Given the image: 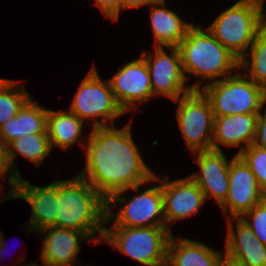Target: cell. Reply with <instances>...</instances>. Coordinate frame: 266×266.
Returning <instances> with one entry per match:
<instances>
[{"label":"cell","instance_id":"obj_1","mask_svg":"<svg viewBox=\"0 0 266 266\" xmlns=\"http://www.w3.org/2000/svg\"><path fill=\"white\" fill-rule=\"evenodd\" d=\"M130 131L131 122L123 129L94 127L87 145L80 142L86 166L79 176L106 199V206L127 202L122 194L129 189L137 192L147 182L161 181L144 162Z\"/></svg>","mask_w":266,"mask_h":266},{"label":"cell","instance_id":"obj_2","mask_svg":"<svg viewBox=\"0 0 266 266\" xmlns=\"http://www.w3.org/2000/svg\"><path fill=\"white\" fill-rule=\"evenodd\" d=\"M106 221V199L79 175L57 181V214L54 227L86 233L88 241L100 242ZM102 227V228H101ZM96 233L101 237L92 238Z\"/></svg>","mask_w":266,"mask_h":266},{"label":"cell","instance_id":"obj_3","mask_svg":"<svg viewBox=\"0 0 266 266\" xmlns=\"http://www.w3.org/2000/svg\"><path fill=\"white\" fill-rule=\"evenodd\" d=\"M198 26L192 25L178 45L185 79L188 74H193L213 83L239 69V59L208 29Z\"/></svg>","mask_w":266,"mask_h":266},{"label":"cell","instance_id":"obj_4","mask_svg":"<svg viewBox=\"0 0 266 266\" xmlns=\"http://www.w3.org/2000/svg\"><path fill=\"white\" fill-rule=\"evenodd\" d=\"M264 0H240L223 11L207 29L239 60L266 26Z\"/></svg>","mask_w":266,"mask_h":266},{"label":"cell","instance_id":"obj_5","mask_svg":"<svg viewBox=\"0 0 266 266\" xmlns=\"http://www.w3.org/2000/svg\"><path fill=\"white\" fill-rule=\"evenodd\" d=\"M171 236L166 227L104 226L102 238L145 266H166Z\"/></svg>","mask_w":266,"mask_h":266},{"label":"cell","instance_id":"obj_6","mask_svg":"<svg viewBox=\"0 0 266 266\" xmlns=\"http://www.w3.org/2000/svg\"><path fill=\"white\" fill-rule=\"evenodd\" d=\"M201 89L210 101L214 116L259 113L266 104V90L247 74L237 72Z\"/></svg>","mask_w":266,"mask_h":266},{"label":"cell","instance_id":"obj_7","mask_svg":"<svg viewBox=\"0 0 266 266\" xmlns=\"http://www.w3.org/2000/svg\"><path fill=\"white\" fill-rule=\"evenodd\" d=\"M69 109L83 121L94 119L93 128L110 126L109 120L114 125V119L125 113L117 103L109 81L103 82L95 67L81 82ZM98 117L103 118L101 122L96 120Z\"/></svg>","mask_w":266,"mask_h":266},{"label":"cell","instance_id":"obj_8","mask_svg":"<svg viewBox=\"0 0 266 266\" xmlns=\"http://www.w3.org/2000/svg\"><path fill=\"white\" fill-rule=\"evenodd\" d=\"M178 103L176 119L187 148L191 152L212 150L214 113L208 98L201 90L175 100Z\"/></svg>","mask_w":266,"mask_h":266},{"label":"cell","instance_id":"obj_9","mask_svg":"<svg viewBox=\"0 0 266 266\" xmlns=\"http://www.w3.org/2000/svg\"><path fill=\"white\" fill-rule=\"evenodd\" d=\"M170 49L173 50L170 56L163 47H156L154 55L142 52L140 56L147 63L153 96L162 95L175 101L192 90H201V82L184 86L186 79L182 70L180 51L178 47Z\"/></svg>","mask_w":266,"mask_h":266},{"label":"cell","instance_id":"obj_10","mask_svg":"<svg viewBox=\"0 0 266 266\" xmlns=\"http://www.w3.org/2000/svg\"><path fill=\"white\" fill-rule=\"evenodd\" d=\"M127 201L116 216L106 206L105 223L115 221L112 226L121 227H166L161 184L146 189Z\"/></svg>","mask_w":266,"mask_h":266},{"label":"cell","instance_id":"obj_11","mask_svg":"<svg viewBox=\"0 0 266 266\" xmlns=\"http://www.w3.org/2000/svg\"><path fill=\"white\" fill-rule=\"evenodd\" d=\"M265 197L249 166L236 154L229 164V192L220 206L223 213L229 209L233 219L241 218Z\"/></svg>","mask_w":266,"mask_h":266},{"label":"cell","instance_id":"obj_12","mask_svg":"<svg viewBox=\"0 0 266 266\" xmlns=\"http://www.w3.org/2000/svg\"><path fill=\"white\" fill-rule=\"evenodd\" d=\"M108 81L125 113L136 103H143L153 96L147 63L142 56L125 64Z\"/></svg>","mask_w":266,"mask_h":266},{"label":"cell","instance_id":"obj_13","mask_svg":"<svg viewBox=\"0 0 266 266\" xmlns=\"http://www.w3.org/2000/svg\"><path fill=\"white\" fill-rule=\"evenodd\" d=\"M197 165V173L190 175L191 179L199 186L206 199L214 198L221 206L229 192V164L223 151H197L193 152Z\"/></svg>","mask_w":266,"mask_h":266},{"label":"cell","instance_id":"obj_14","mask_svg":"<svg viewBox=\"0 0 266 266\" xmlns=\"http://www.w3.org/2000/svg\"><path fill=\"white\" fill-rule=\"evenodd\" d=\"M169 177L162 180L164 216L166 228L170 230V223L197 214L204 204L206 197L199 186L190 176L168 182ZM168 224V225H167Z\"/></svg>","mask_w":266,"mask_h":266},{"label":"cell","instance_id":"obj_15","mask_svg":"<svg viewBox=\"0 0 266 266\" xmlns=\"http://www.w3.org/2000/svg\"><path fill=\"white\" fill-rule=\"evenodd\" d=\"M21 198L30 204L32 213L28 229L41 231L55 224L57 214V181L39 187L22 177L15 186L11 199Z\"/></svg>","mask_w":266,"mask_h":266},{"label":"cell","instance_id":"obj_16","mask_svg":"<svg viewBox=\"0 0 266 266\" xmlns=\"http://www.w3.org/2000/svg\"><path fill=\"white\" fill-rule=\"evenodd\" d=\"M39 232L46 235L41 253L44 266H73V261H76L75 258L80 250V241L89 238L86 233L54 226Z\"/></svg>","mask_w":266,"mask_h":266},{"label":"cell","instance_id":"obj_17","mask_svg":"<svg viewBox=\"0 0 266 266\" xmlns=\"http://www.w3.org/2000/svg\"><path fill=\"white\" fill-rule=\"evenodd\" d=\"M258 113H246L227 116H214L212 150L221 151L224 146H239L244 142L237 155L254 141Z\"/></svg>","mask_w":266,"mask_h":266},{"label":"cell","instance_id":"obj_18","mask_svg":"<svg viewBox=\"0 0 266 266\" xmlns=\"http://www.w3.org/2000/svg\"><path fill=\"white\" fill-rule=\"evenodd\" d=\"M231 219L228 216V235L225 241V253L241 261L246 266H266V245L260 242L241 218H234L237 221V232H234Z\"/></svg>","mask_w":266,"mask_h":266},{"label":"cell","instance_id":"obj_19","mask_svg":"<svg viewBox=\"0 0 266 266\" xmlns=\"http://www.w3.org/2000/svg\"><path fill=\"white\" fill-rule=\"evenodd\" d=\"M31 99L25 102L15 117L1 125L0 138L8 145L27 134L47 133L48 109Z\"/></svg>","mask_w":266,"mask_h":266},{"label":"cell","instance_id":"obj_20","mask_svg":"<svg viewBox=\"0 0 266 266\" xmlns=\"http://www.w3.org/2000/svg\"><path fill=\"white\" fill-rule=\"evenodd\" d=\"M164 3L165 0H158L151 4V24L156 39L155 47H178L192 23L182 20L175 12L163 8Z\"/></svg>","mask_w":266,"mask_h":266},{"label":"cell","instance_id":"obj_21","mask_svg":"<svg viewBox=\"0 0 266 266\" xmlns=\"http://www.w3.org/2000/svg\"><path fill=\"white\" fill-rule=\"evenodd\" d=\"M222 253L203 243L172 235L167 250L166 266H218Z\"/></svg>","mask_w":266,"mask_h":266},{"label":"cell","instance_id":"obj_22","mask_svg":"<svg viewBox=\"0 0 266 266\" xmlns=\"http://www.w3.org/2000/svg\"><path fill=\"white\" fill-rule=\"evenodd\" d=\"M83 123L82 119L70 111L48 110L47 133L51 148L56 145L67 150L70 145L78 142L77 140L82 136Z\"/></svg>","mask_w":266,"mask_h":266},{"label":"cell","instance_id":"obj_23","mask_svg":"<svg viewBox=\"0 0 266 266\" xmlns=\"http://www.w3.org/2000/svg\"><path fill=\"white\" fill-rule=\"evenodd\" d=\"M13 148V149H12ZM15 149V150H14ZM52 148L49 142L48 133H33L24 135L9 144V157L12 167L19 174L15 165L16 153L21 154L25 158L34 162L35 165H41L42 161L51 152Z\"/></svg>","mask_w":266,"mask_h":266},{"label":"cell","instance_id":"obj_24","mask_svg":"<svg viewBox=\"0 0 266 266\" xmlns=\"http://www.w3.org/2000/svg\"><path fill=\"white\" fill-rule=\"evenodd\" d=\"M246 56H250L251 60ZM242 67L249 70L243 74L249 73L247 77L266 90V26L256 36L249 52L239 60V69Z\"/></svg>","mask_w":266,"mask_h":266},{"label":"cell","instance_id":"obj_25","mask_svg":"<svg viewBox=\"0 0 266 266\" xmlns=\"http://www.w3.org/2000/svg\"><path fill=\"white\" fill-rule=\"evenodd\" d=\"M16 81H9L0 90V127L9 119L15 117L25 102L31 97L24 85L18 88ZM22 90V91H21Z\"/></svg>","mask_w":266,"mask_h":266},{"label":"cell","instance_id":"obj_26","mask_svg":"<svg viewBox=\"0 0 266 266\" xmlns=\"http://www.w3.org/2000/svg\"><path fill=\"white\" fill-rule=\"evenodd\" d=\"M238 155L249 166L259 187L266 194V149L252 143Z\"/></svg>","mask_w":266,"mask_h":266},{"label":"cell","instance_id":"obj_27","mask_svg":"<svg viewBox=\"0 0 266 266\" xmlns=\"http://www.w3.org/2000/svg\"><path fill=\"white\" fill-rule=\"evenodd\" d=\"M246 215L252 218L250 222ZM241 219L249 226L260 242L266 245V197L246 212Z\"/></svg>","mask_w":266,"mask_h":266},{"label":"cell","instance_id":"obj_28","mask_svg":"<svg viewBox=\"0 0 266 266\" xmlns=\"http://www.w3.org/2000/svg\"><path fill=\"white\" fill-rule=\"evenodd\" d=\"M7 171L12 172L9 175V184L12 185V188L10 189L9 195L6 198L4 197V202L11 199V195L15 189V186L21 179V177L17 175L12 167V163L9 157V145L0 138V178L2 176L4 177Z\"/></svg>","mask_w":266,"mask_h":266},{"label":"cell","instance_id":"obj_29","mask_svg":"<svg viewBox=\"0 0 266 266\" xmlns=\"http://www.w3.org/2000/svg\"><path fill=\"white\" fill-rule=\"evenodd\" d=\"M253 144L266 149V110L264 115L259 112L257 118V127Z\"/></svg>","mask_w":266,"mask_h":266},{"label":"cell","instance_id":"obj_30","mask_svg":"<svg viewBox=\"0 0 266 266\" xmlns=\"http://www.w3.org/2000/svg\"><path fill=\"white\" fill-rule=\"evenodd\" d=\"M96 5L100 7L103 14L113 21L119 17V0H95Z\"/></svg>","mask_w":266,"mask_h":266},{"label":"cell","instance_id":"obj_31","mask_svg":"<svg viewBox=\"0 0 266 266\" xmlns=\"http://www.w3.org/2000/svg\"><path fill=\"white\" fill-rule=\"evenodd\" d=\"M158 0H119V13L123 9L139 8L144 5H151Z\"/></svg>","mask_w":266,"mask_h":266},{"label":"cell","instance_id":"obj_32","mask_svg":"<svg viewBox=\"0 0 266 266\" xmlns=\"http://www.w3.org/2000/svg\"><path fill=\"white\" fill-rule=\"evenodd\" d=\"M218 266H246L241 261L229 256L227 253L221 255Z\"/></svg>","mask_w":266,"mask_h":266},{"label":"cell","instance_id":"obj_33","mask_svg":"<svg viewBox=\"0 0 266 266\" xmlns=\"http://www.w3.org/2000/svg\"><path fill=\"white\" fill-rule=\"evenodd\" d=\"M3 239H4L3 234L0 232V258H1L2 253H5L4 252L5 244H4Z\"/></svg>","mask_w":266,"mask_h":266},{"label":"cell","instance_id":"obj_34","mask_svg":"<svg viewBox=\"0 0 266 266\" xmlns=\"http://www.w3.org/2000/svg\"><path fill=\"white\" fill-rule=\"evenodd\" d=\"M10 80L0 78V90L9 82Z\"/></svg>","mask_w":266,"mask_h":266},{"label":"cell","instance_id":"obj_35","mask_svg":"<svg viewBox=\"0 0 266 266\" xmlns=\"http://www.w3.org/2000/svg\"><path fill=\"white\" fill-rule=\"evenodd\" d=\"M30 264H31V263H29V265H25V266H39L38 264H37V265H35V264H33V263H32L31 265H30ZM22 266H23V265H22Z\"/></svg>","mask_w":266,"mask_h":266}]
</instances>
